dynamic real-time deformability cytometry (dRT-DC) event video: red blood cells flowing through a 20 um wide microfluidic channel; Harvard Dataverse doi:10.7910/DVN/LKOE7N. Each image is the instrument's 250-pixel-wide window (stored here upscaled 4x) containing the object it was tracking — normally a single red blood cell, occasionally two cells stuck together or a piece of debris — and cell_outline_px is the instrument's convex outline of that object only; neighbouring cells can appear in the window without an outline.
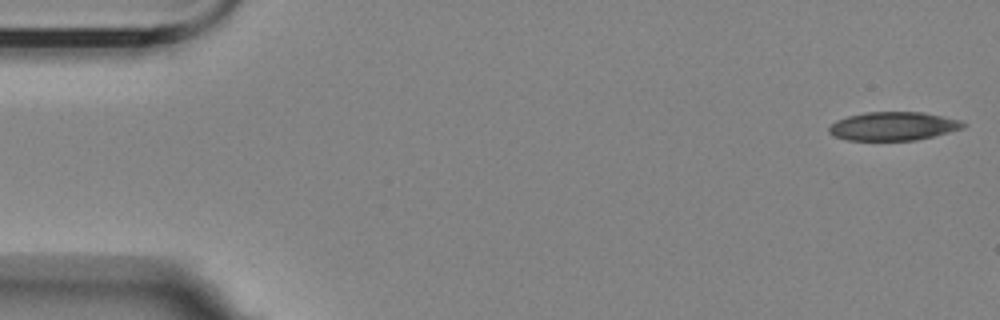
{"species": "Egyptian fruit bat (a non-hibernating species)", "species_latin": "Rousettus aegyptiacus", "temperature_condition": "room temperature", "stored_images_in_passage": 7, "camera_frame_rate_fps": 3000, "um_per_image_px": 0.085, "animal": {"sex": "female"}, "frame": {"image": 1, "passage_image": 1, "time_ms": 0.0, "image_size_px": [1000, 320], "cell_outline_px": [[968, 124], [964, 128], [916, 140], [848, 140], [836, 136], [828, 132], [828, 128], [836, 120], [848, 116], [864, 112], [924, 112], [960, 120]], "centroid_in_image_um": [75.94, 10.72], "position_along_channel_um": 9.1, "area_um2": 22.25}}